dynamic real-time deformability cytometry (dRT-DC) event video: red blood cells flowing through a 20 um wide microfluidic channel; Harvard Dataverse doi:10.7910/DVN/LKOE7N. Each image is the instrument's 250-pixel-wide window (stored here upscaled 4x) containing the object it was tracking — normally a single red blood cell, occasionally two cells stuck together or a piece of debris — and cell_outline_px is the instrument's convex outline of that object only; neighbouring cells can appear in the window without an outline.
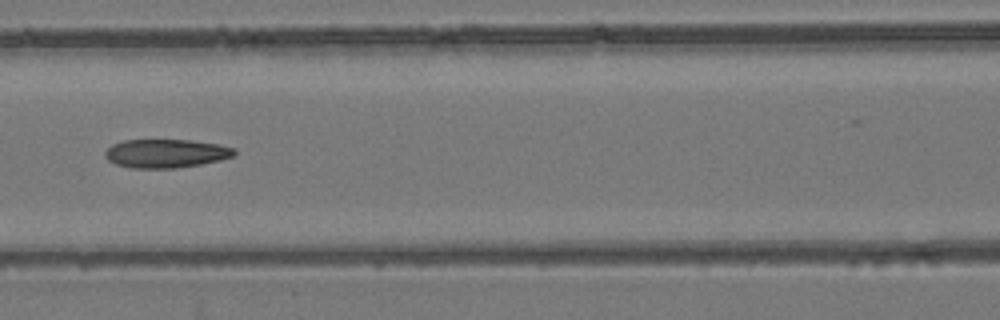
{"species": "common noctule bat (a hibernating species)", "species_latin": "Nyctalus noctula", "temperature_condition": "room temperature", "stored_images_in_passage": 7, "camera_frame_rate_fps": 3000, "um_per_image_px": 0.085, "animal": {"sex": "female", "body_mass_g": 24.6, "forearm_length_mm": 56.2}, "frame": {"image": 1, "passage_image": 7, "time_ms": 6.667, "image_size_px": [1000, 320], "cell_outline_px": [[236, 156], [220, 160], [200, 164], [176, 168], [132, 168], [116, 164], [108, 160], [104, 156], [104, 152], [112, 144], [124, 140], [192, 140], [220, 144], [232, 148], [236, 152]], "centroid_in_image_um": [14.11, 13.04], "position_along_channel_um": 152.5, "area_um2": 21.62}}